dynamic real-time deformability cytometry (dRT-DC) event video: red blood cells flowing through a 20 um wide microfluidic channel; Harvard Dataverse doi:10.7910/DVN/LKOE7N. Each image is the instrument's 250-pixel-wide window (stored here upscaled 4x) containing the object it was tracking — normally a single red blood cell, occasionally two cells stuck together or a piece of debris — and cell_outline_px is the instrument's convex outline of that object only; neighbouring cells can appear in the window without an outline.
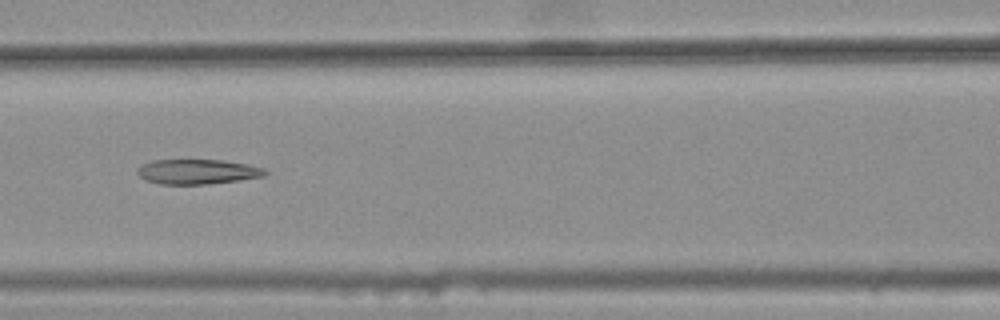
{"species": "common noctule bat (a hibernating species)", "species_latin": "Nyctalus noctula", "temperature_condition": "warm", "stored_images_in_passage": 7, "camera_frame_rate_fps": 3000, "um_per_image_px": 0.085, "animal": {"sex": "female", "body_mass_g": 25.1}, "frame": {"image": 1, "passage_image": 5, "time_ms": 1.333, "image_size_px": [1000, 320], "cell_outline_px": [[268, 172], [264, 176], [208, 184], [160, 184], [144, 180], [136, 172], [136, 168], [152, 160], [224, 160], [248, 164], [264, 168]], "centroid_in_image_um": [16.76, 14.59], "position_along_channel_um": 149.8, "area_um2": 18.5}}
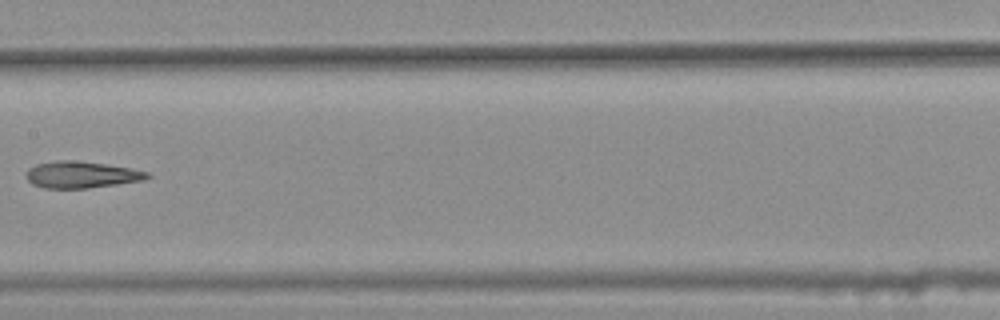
{"frame": {"image": 2, "passage_image": 6, "time_ms": 1.667, "image_size_px": [1000, 320], "cell_outline_px": [[152, 176], [144, 180], [88, 188], [44, 188], [32, 184], [24, 176], [28, 168], [36, 164], [56, 160], [80, 160], [132, 168], [148, 172]], "centroid_in_image_um": [6.9, 14.84], "position_along_channel_um": 200.5, "area_um2": 19.02}}
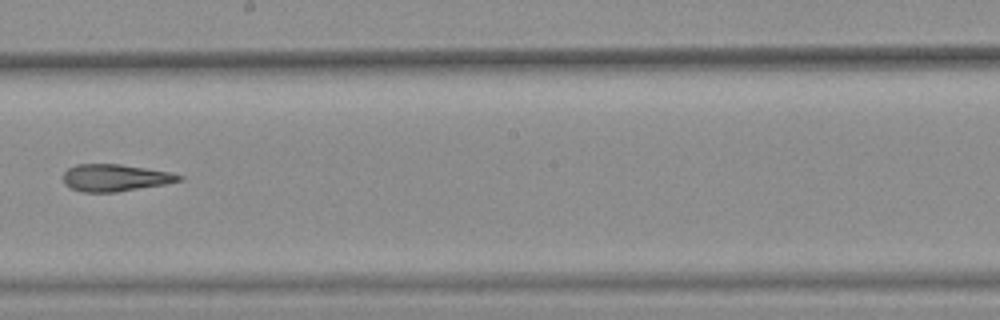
{"frame": {"image": 3, "passage_image": 7, "time_ms": 2.0, "image_size_px": [1000, 320], "cell_outline_px": [[184, 180], [164, 184], [116, 192], [80, 192], [64, 184], [64, 172], [68, 168], [76, 164], [120, 164], [168, 172], [184, 176]], "centroid_in_image_um": [9.77, 15.11], "position_along_channel_um": 238.4, "area_um2": 18.15}}